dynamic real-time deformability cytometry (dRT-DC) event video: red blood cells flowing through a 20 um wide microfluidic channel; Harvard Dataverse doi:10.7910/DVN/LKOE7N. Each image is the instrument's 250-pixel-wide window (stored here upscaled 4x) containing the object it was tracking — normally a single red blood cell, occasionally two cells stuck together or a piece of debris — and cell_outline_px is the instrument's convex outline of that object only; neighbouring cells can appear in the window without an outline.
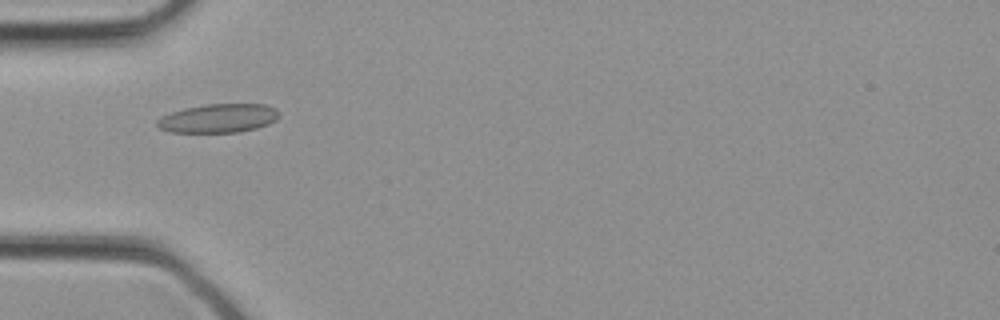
{"species": "common noctule bat (a hibernating species)", "species_latin": "Nyctalus noctula", "temperature_condition": "cold", "stored_images_in_passage": 33, "camera_frame_rate_fps": 3000, "um_per_image_px": 0.085, "animal": {"sex": "female", "body_mass_g": 21.9}, "frame": {"image": 1, "passage_image": 11, "time_ms": 3.333, "image_size_px": [1000, 320], "cell_outline_px": [[280, 116], [276, 120], [268, 124], [256, 128], [240, 132], [168, 132], [160, 128], [156, 124], [156, 120], [160, 116], [184, 108], [204, 104], [264, 104], [276, 108], [280, 112]], "centroid_in_image_um": [18.57, 10.05], "position_along_channel_um": 66.4, "area_um2": 20.63}}
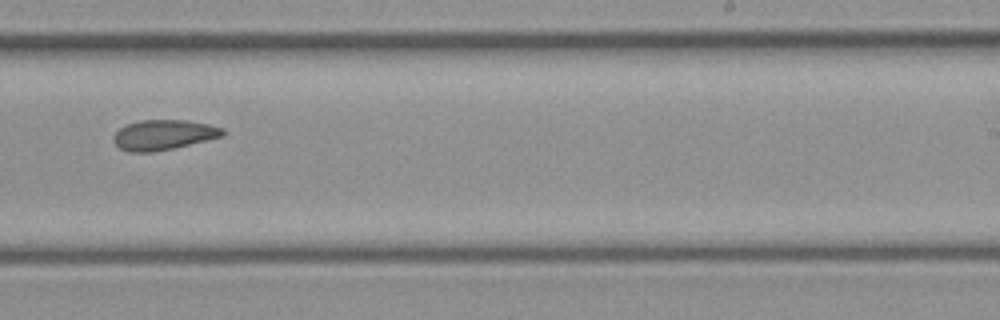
{"frame": {"image": 2, "passage_image": 21, "time_ms": 6.667, "image_size_px": [1000, 320], "cell_outline_px": [[224, 136], [172, 148], [152, 152], [128, 152], [120, 148], [112, 140], [112, 136], [120, 128], [128, 124], [140, 120], [188, 120], [208, 124], [224, 128]], "centroid_in_image_um": [13.89, 11.46], "position_along_channel_um": 275.1, "area_um2": 19.07}}
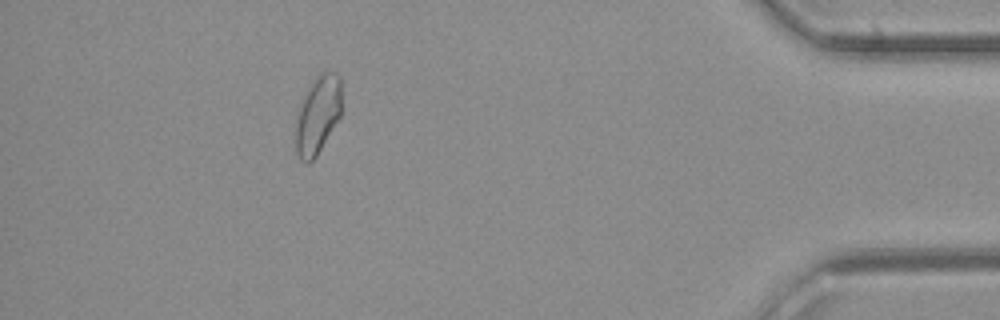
{"frame": {"image": 3, "passage_image": 30, "time_ms": 9.667, "image_size_px": [1000, 320], "cell_outline_px": [[340, 116], [316, 156], [308, 164], [304, 164], [296, 156], [296, 124], [304, 92], [316, 76], [320, 72], [336, 72], [340, 76]], "centroid_in_image_um": [26.99, 9.77], "position_along_channel_um": 408.2, "area_um2": 20.69}}